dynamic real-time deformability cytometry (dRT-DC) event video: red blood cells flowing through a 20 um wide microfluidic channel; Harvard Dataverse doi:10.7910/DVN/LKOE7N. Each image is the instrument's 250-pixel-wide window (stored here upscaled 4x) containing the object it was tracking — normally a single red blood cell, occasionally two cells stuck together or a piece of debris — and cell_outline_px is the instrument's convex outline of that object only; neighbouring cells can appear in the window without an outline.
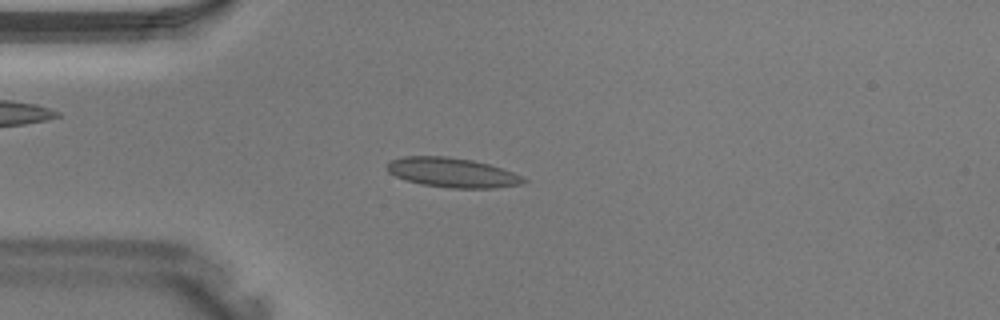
{"species": "Egyptian fruit bat (a non-hibernating species)", "species_latin": "Rousettus aegyptiacus", "temperature_condition": "warm", "stored_images_in_passage": 38, "camera_frame_rate_fps": 3000, "um_per_image_px": 0.085, "animal": {"sex": "male"}, "frame": {"image": 1, "passage_image": 8, "time_ms": 2.333, "image_size_px": [1000, 320], "cell_outline_px": [[528, 180], [524, 184], [496, 188], [452, 188], [420, 184], [404, 180], [388, 172], [388, 164], [392, 160], [404, 156], [448, 156], [472, 160], [488, 164], [512, 172]], "centroid_in_image_um": [38.45, 14.68], "position_along_channel_um": 46.5, "area_um2": 23.47}}
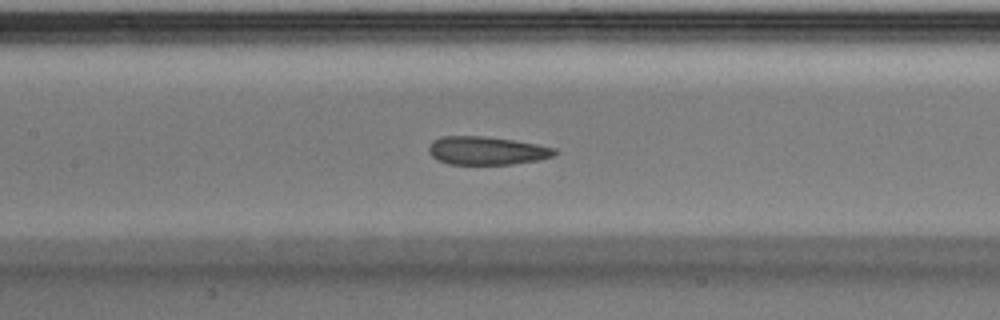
{"frame": {"image": 2, "passage_image": 16, "time_ms": 5.0, "image_size_px": [1000, 320], "cell_outline_px": [[556, 152], [552, 156], [536, 160], [512, 164], [448, 164], [432, 156], [428, 152], [428, 148], [432, 140], [440, 136], [484, 136], [516, 140], [556, 148]], "centroid_in_image_um": [41.33, 12.79], "position_along_channel_um": 166.1, "area_um2": 20.69}}
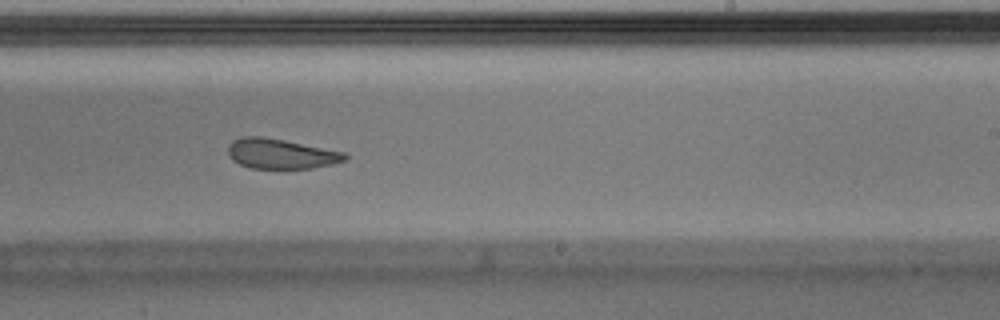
{"frame": {"image": 3, "passage_image": 22, "time_ms": 7.0, "image_size_px": [1000, 320], "cell_outline_px": [[348, 160], [332, 164], [312, 168], [252, 168], [240, 164], [232, 160], [228, 156], [228, 144], [232, 140], [240, 136], [260, 136], [284, 140], [344, 152], [348, 156]], "centroid_in_image_um": [23.84, 13.06], "position_along_channel_um": 265.2, "area_um2": 20.46}}